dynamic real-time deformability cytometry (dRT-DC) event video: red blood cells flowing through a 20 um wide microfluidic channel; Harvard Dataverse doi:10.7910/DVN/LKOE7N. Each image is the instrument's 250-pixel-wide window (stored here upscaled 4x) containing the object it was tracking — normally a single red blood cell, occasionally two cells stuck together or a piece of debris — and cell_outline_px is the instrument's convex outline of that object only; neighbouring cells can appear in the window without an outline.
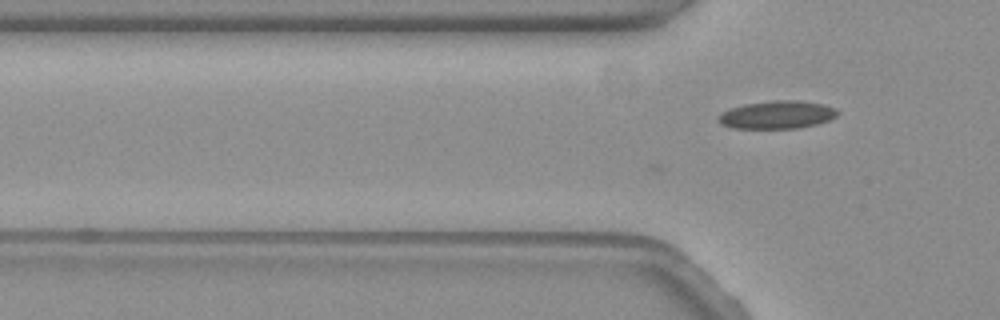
{"species": "common noctule bat (a hibernating species)", "species_latin": "Nyctalus noctula", "temperature_condition": "warm", "stored_images_in_passage": 2, "camera_frame_rate_fps": 3000, "um_per_image_px": 0.085, "animal": {"sex": "female", "body_mass_g": 19.3, "forearm_length_mm": 54.1}, "frame": {"image": 1, "passage_image": 2, "time_ms": 0.333, "image_size_px": [1000, 320], "cell_outline_px": [[840, 112], [836, 116], [828, 120], [816, 124], [796, 128], [732, 128], [720, 124], [716, 120], [716, 116], [732, 108], [744, 104], [772, 100], [800, 100], [824, 104], [836, 108]], "centroid_in_image_um": [66.05, 9.75], "position_along_channel_um": 59.8, "area_um2": 19.48}}